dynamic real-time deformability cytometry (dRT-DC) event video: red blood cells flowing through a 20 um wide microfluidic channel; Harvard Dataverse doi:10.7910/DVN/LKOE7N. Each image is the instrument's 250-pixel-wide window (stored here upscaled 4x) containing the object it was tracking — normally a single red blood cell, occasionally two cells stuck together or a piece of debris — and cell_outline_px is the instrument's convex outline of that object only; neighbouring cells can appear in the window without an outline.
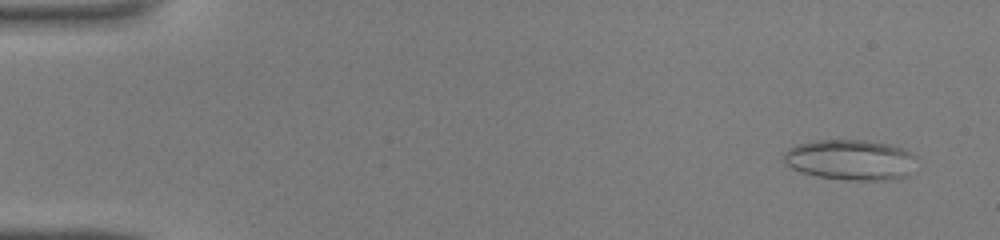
{"species": "common noctule bat (a hibernating species)", "species_latin": "Nyctalus noctula", "temperature_condition": "warm", "stored_images_in_passage": 43, "camera_frame_rate_fps": 3000, "um_per_image_px": 0.085, "animal": {"sex": "male", "body_mass_g": 19.0, "forearm_length_mm": 50.8}, "frame": {"image": 1, "passage_image": 1, "time_ms": 0.0, "image_size_px": [1000, 240], "cell_outline_px": [[916, 156], [908, 176], [896, 180], [848, 180], [816, 176], [800, 172], [784, 164], [780, 160], [784, 152], [788, 148], [796, 144], [816, 140], [864, 140], [888, 144], [900, 148]], "centroid_in_image_um": [72.22, 13.59], "position_along_channel_um": 12.8, "area_um2": 31.62}}
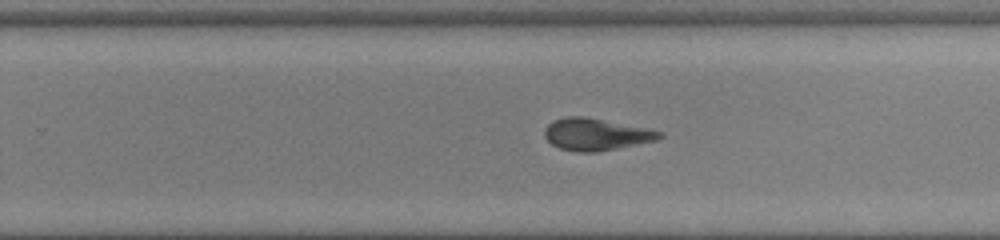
{"frame": {"image": 2, "passage_image": 27, "time_ms": 8.667, "image_size_px": [1000, 240], "cell_outline_px": [[664, 136], [656, 140], [596, 152], [576, 152], [560, 148], [552, 144], [544, 136], [544, 128], [552, 120], [568, 116], [584, 116], [644, 128], [660, 132]], "centroid_in_image_um": [50.59, 11.42], "position_along_channel_um": 279.2, "area_um2": 21.1}}
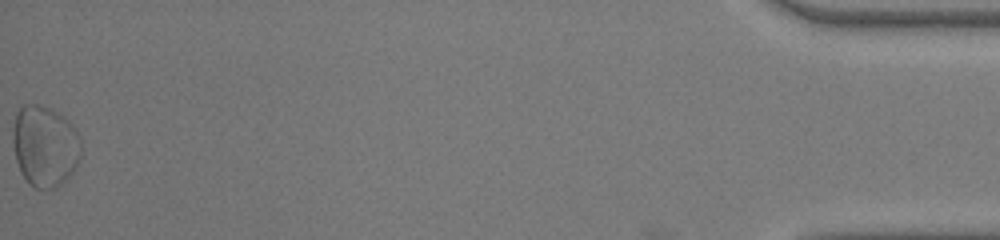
{"frame": {"image": 3, "passage_image": 43, "time_ms": 14.0, "image_size_px": [1000, 240], "cell_outline_px": [[80, 156], [72, 172], [60, 184], [52, 188], [36, 188], [28, 184], [20, 172], [16, 160], [12, 140], [12, 128], [16, 112], [24, 104], [36, 104], [48, 108], [64, 116], [72, 124], [80, 140]], "centroid_in_image_um": [3.77, 12.4], "position_along_channel_um": 431.4, "area_um2": 32.14}}